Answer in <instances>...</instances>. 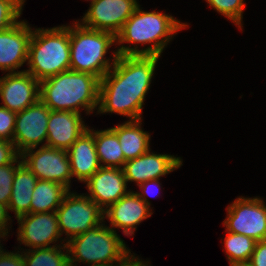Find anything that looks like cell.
<instances>
[{"mask_svg": "<svg viewBox=\"0 0 266 266\" xmlns=\"http://www.w3.org/2000/svg\"><path fill=\"white\" fill-rule=\"evenodd\" d=\"M160 179H152V180H148V181H145L144 183L138 185L142 191V193H138L136 192V194L150 207V202L148 201L149 199L147 198L149 195L150 196H153V195H156L155 193H157L156 189L154 188L155 186L156 187H160V182H159ZM151 185H152V188H151ZM155 185V186H154ZM154 186V187H153ZM153 188L155 189V191L153 190ZM151 189V190H150ZM148 195V196H147Z\"/></svg>", "mask_w": 266, "mask_h": 266, "instance_id": "32", "label": "cell"}, {"mask_svg": "<svg viewBox=\"0 0 266 266\" xmlns=\"http://www.w3.org/2000/svg\"><path fill=\"white\" fill-rule=\"evenodd\" d=\"M37 182V177L24 163H21L17 167L13 178L11 197L8 203L9 211L14 212L16 218L30 213L32 193Z\"/></svg>", "mask_w": 266, "mask_h": 266, "instance_id": "21", "label": "cell"}, {"mask_svg": "<svg viewBox=\"0 0 266 266\" xmlns=\"http://www.w3.org/2000/svg\"><path fill=\"white\" fill-rule=\"evenodd\" d=\"M116 43L112 33L84 27L76 21L70 26V69L90 73L100 80L114 66L118 53H113V62L105 57Z\"/></svg>", "mask_w": 266, "mask_h": 266, "instance_id": "5", "label": "cell"}, {"mask_svg": "<svg viewBox=\"0 0 266 266\" xmlns=\"http://www.w3.org/2000/svg\"><path fill=\"white\" fill-rule=\"evenodd\" d=\"M224 239V251L229 265L249 263L256 241L251 237L229 231Z\"/></svg>", "mask_w": 266, "mask_h": 266, "instance_id": "25", "label": "cell"}, {"mask_svg": "<svg viewBox=\"0 0 266 266\" xmlns=\"http://www.w3.org/2000/svg\"><path fill=\"white\" fill-rule=\"evenodd\" d=\"M141 119L128 120L112 127L124 153V163L145 154L150 149V134L141 128Z\"/></svg>", "mask_w": 266, "mask_h": 266, "instance_id": "20", "label": "cell"}, {"mask_svg": "<svg viewBox=\"0 0 266 266\" xmlns=\"http://www.w3.org/2000/svg\"><path fill=\"white\" fill-rule=\"evenodd\" d=\"M4 238V237H6V235H2V234H0V238ZM1 243V242H0ZM1 245V244H0ZM3 246H0V259L2 258V256L6 253V251H4L3 249Z\"/></svg>", "mask_w": 266, "mask_h": 266, "instance_id": "37", "label": "cell"}, {"mask_svg": "<svg viewBox=\"0 0 266 266\" xmlns=\"http://www.w3.org/2000/svg\"><path fill=\"white\" fill-rule=\"evenodd\" d=\"M88 130L94 135L96 153L101 167L123 168L124 153L115 131L112 128L101 131H93L89 128Z\"/></svg>", "mask_w": 266, "mask_h": 266, "instance_id": "22", "label": "cell"}, {"mask_svg": "<svg viewBox=\"0 0 266 266\" xmlns=\"http://www.w3.org/2000/svg\"><path fill=\"white\" fill-rule=\"evenodd\" d=\"M16 113L0 106V139L13 141Z\"/></svg>", "mask_w": 266, "mask_h": 266, "instance_id": "29", "label": "cell"}, {"mask_svg": "<svg viewBox=\"0 0 266 266\" xmlns=\"http://www.w3.org/2000/svg\"><path fill=\"white\" fill-rule=\"evenodd\" d=\"M90 3L80 24L115 36L139 5L137 0H94Z\"/></svg>", "mask_w": 266, "mask_h": 266, "instance_id": "10", "label": "cell"}, {"mask_svg": "<svg viewBox=\"0 0 266 266\" xmlns=\"http://www.w3.org/2000/svg\"><path fill=\"white\" fill-rule=\"evenodd\" d=\"M150 207L136 194L129 191L117 202L104 211V218L111 223V228L122 229L124 235L132 236L137 226L153 213Z\"/></svg>", "mask_w": 266, "mask_h": 266, "instance_id": "17", "label": "cell"}, {"mask_svg": "<svg viewBox=\"0 0 266 266\" xmlns=\"http://www.w3.org/2000/svg\"><path fill=\"white\" fill-rule=\"evenodd\" d=\"M159 57L119 55L100 80L98 114L117 113L129 120H142V107Z\"/></svg>", "mask_w": 266, "mask_h": 266, "instance_id": "1", "label": "cell"}, {"mask_svg": "<svg viewBox=\"0 0 266 266\" xmlns=\"http://www.w3.org/2000/svg\"><path fill=\"white\" fill-rule=\"evenodd\" d=\"M56 214L61 235H67L65 242L104 221V211L91 198L70 190L63 197Z\"/></svg>", "mask_w": 266, "mask_h": 266, "instance_id": "7", "label": "cell"}, {"mask_svg": "<svg viewBox=\"0 0 266 266\" xmlns=\"http://www.w3.org/2000/svg\"><path fill=\"white\" fill-rule=\"evenodd\" d=\"M33 29L24 20L0 31V70L18 73L16 69L28 62L29 43Z\"/></svg>", "mask_w": 266, "mask_h": 266, "instance_id": "13", "label": "cell"}, {"mask_svg": "<svg viewBox=\"0 0 266 266\" xmlns=\"http://www.w3.org/2000/svg\"><path fill=\"white\" fill-rule=\"evenodd\" d=\"M258 197H238L228 206L223 221L226 231L251 237L256 242L266 240V205Z\"/></svg>", "mask_w": 266, "mask_h": 266, "instance_id": "8", "label": "cell"}, {"mask_svg": "<svg viewBox=\"0 0 266 266\" xmlns=\"http://www.w3.org/2000/svg\"><path fill=\"white\" fill-rule=\"evenodd\" d=\"M50 111L39 99L35 104L16 113L12 142L19 154L37 148L46 141Z\"/></svg>", "mask_w": 266, "mask_h": 266, "instance_id": "11", "label": "cell"}, {"mask_svg": "<svg viewBox=\"0 0 266 266\" xmlns=\"http://www.w3.org/2000/svg\"><path fill=\"white\" fill-rule=\"evenodd\" d=\"M24 151L21 155L22 163L37 177L38 180H47L60 183L70 190L71 167L67 150L41 146Z\"/></svg>", "mask_w": 266, "mask_h": 266, "instance_id": "9", "label": "cell"}, {"mask_svg": "<svg viewBox=\"0 0 266 266\" xmlns=\"http://www.w3.org/2000/svg\"><path fill=\"white\" fill-rule=\"evenodd\" d=\"M54 244L52 247L35 248L22 251L25 266H70L66 243ZM63 250V251H62ZM66 250V252L64 251ZM24 253V254H23Z\"/></svg>", "mask_w": 266, "mask_h": 266, "instance_id": "24", "label": "cell"}, {"mask_svg": "<svg viewBox=\"0 0 266 266\" xmlns=\"http://www.w3.org/2000/svg\"><path fill=\"white\" fill-rule=\"evenodd\" d=\"M40 82L26 71L7 73L0 78L3 107L18 113L39 100Z\"/></svg>", "mask_w": 266, "mask_h": 266, "instance_id": "14", "label": "cell"}, {"mask_svg": "<svg viewBox=\"0 0 266 266\" xmlns=\"http://www.w3.org/2000/svg\"><path fill=\"white\" fill-rule=\"evenodd\" d=\"M68 191L60 183L38 180L32 193L30 213L56 212Z\"/></svg>", "mask_w": 266, "mask_h": 266, "instance_id": "23", "label": "cell"}, {"mask_svg": "<svg viewBox=\"0 0 266 266\" xmlns=\"http://www.w3.org/2000/svg\"><path fill=\"white\" fill-rule=\"evenodd\" d=\"M188 27L170 14L159 13L157 11L146 12L137 6L132 16L125 22L120 32L116 35V42L119 48L118 55H150L160 56L178 31ZM135 44L133 48L120 44ZM151 46L138 49L137 44H147ZM152 43V44H151Z\"/></svg>", "mask_w": 266, "mask_h": 266, "instance_id": "2", "label": "cell"}, {"mask_svg": "<svg viewBox=\"0 0 266 266\" xmlns=\"http://www.w3.org/2000/svg\"><path fill=\"white\" fill-rule=\"evenodd\" d=\"M230 266H250L249 263L232 264Z\"/></svg>", "mask_w": 266, "mask_h": 266, "instance_id": "38", "label": "cell"}, {"mask_svg": "<svg viewBox=\"0 0 266 266\" xmlns=\"http://www.w3.org/2000/svg\"><path fill=\"white\" fill-rule=\"evenodd\" d=\"M6 252L0 259V266H25L22 252Z\"/></svg>", "mask_w": 266, "mask_h": 266, "instance_id": "33", "label": "cell"}, {"mask_svg": "<svg viewBox=\"0 0 266 266\" xmlns=\"http://www.w3.org/2000/svg\"><path fill=\"white\" fill-rule=\"evenodd\" d=\"M17 240L31 249L52 247L61 237L56 212L28 213L16 218Z\"/></svg>", "mask_w": 266, "mask_h": 266, "instance_id": "12", "label": "cell"}, {"mask_svg": "<svg viewBox=\"0 0 266 266\" xmlns=\"http://www.w3.org/2000/svg\"><path fill=\"white\" fill-rule=\"evenodd\" d=\"M100 79L90 73L67 70L40 82L39 99L52 111L93 113L99 104Z\"/></svg>", "mask_w": 266, "mask_h": 266, "instance_id": "3", "label": "cell"}, {"mask_svg": "<svg viewBox=\"0 0 266 266\" xmlns=\"http://www.w3.org/2000/svg\"><path fill=\"white\" fill-rule=\"evenodd\" d=\"M21 155H19L13 162L0 166V204L8 206L13 178L17 167L22 163ZM19 159V160H18ZM14 164H17L14 165Z\"/></svg>", "mask_w": 266, "mask_h": 266, "instance_id": "27", "label": "cell"}, {"mask_svg": "<svg viewBox=\"0 0 266 266\" xmlns=\"http://www.w3.org/2000/svg\"><path fill=\"white\" fill-rule=\"evenodd\" d=\"M19 155L13 142L0 139V166L13 162Z\"/></svg>", "mask_w": 266, "mask_h": 266, "instance_id": "30", "label": "cell"}, {"mask_svg": "<svg viewBox=\"0 0 266 266\" xmlns=\"http://www.w3.org/2000/svg\"><path fill=\"white\" fill-rule=\"evenodd\" d=\"M19 8H23L25 0H12Z\"/></svg>", "mask_w": 266, "mask_h": 266, "instance_id": "36", "label": "cell"}, {"mask_svg": "<svg viewBox=\"0 0 266 266\" xmlns=\"http://www.w3.org/2000/svg\"><path fill=\"white\" fill-rule=\"evenodd\" d=\"M221 15L235 23L242 30L244 0H205Z\"/></svg>", "mask_w": 266, "mask_h": 266, "instance_id": "26", "label": "cell"}, {"mask_svg": "<svg viewBox=\"0 0 266 266\" xmlns=\"http://www.w3.org/2000/svg\"><path fill=\"white\" fill-rule=\"evenodd\" d=\"M148 262L149 261L144 262L142 259L140 260L139 257H135V255H132L130 252L121 262L115 266H148Z\"/></svg>", "mask_w": 266, "mask_h": 266, "instance_id": "35", "label": "cell"}, {"mask_svg": "<svg viewBox=\"0 0 266 266\" xmlns=\"http://www.w3.org/2000/svg\"><path fill=\"white\" fill-rule=\"evenodd\" d=\"M29 69L39 82L70 69V25L33 30L28 52Z\"/></svg>", "mask_w": 266, "mask_h": 266, "instance_id": "4", "label": "cell"}, {"mask_svg": "<svg viewBox=\"0 0 266 266\" xmlns=\"http://www.w3.org/2000/svg\"><path fill=\"white\" fill-rule=\"evenodd\" d=\"M149 149L145 154L124 163L123 171L128 182H136L137 185L152 179L173 172L180 168L182 164L181 157H175L169 154H155Z\"/></svg>", "mask_w": 266, "mask_h": 266, "instance_id": "15", "label": "cell"}, {"mask_svg": "<svg viewBox=\"0 0 266 266\" xmlns=\"http://www.w3.org/2000/svg\"><path fill=\"white\" fill-rule=\"evenodd\" d=\"M88 129L81 113L72 111H50L47 139L42 146L68 150L71 145Z\"/></svg>", "mask_w": 266, "mask_h": 266, "instance_id": "18", "label": "cell"}, {"mask_svg": "<svg viewBox=\"0 0 266 266\" xmlns=\"http://www.w3.org/2000/svg\"><path fill=\"white\" fill-rule=\"evenodd\" d=\"M22 11L12 0H0V31L17 23Z\"/></svg>", "mask_w": 266, "mask_h": 266, "instance_id": "28", "label": "cell"}, {"mask_svg": "<svg viewBox=\"0 0 266 266\" xmlns=\"http://www.w3.org/2000/svg\"><path fill=\"white\" fill-rule=\"evenodd\" d=\"M8 210V206L0 204V234L2 235L9 234L7 227H9L8 220L11 221V216H9Z\"/></svg>", "mask_w": 266, "mask_h": 266, "instance_id": "34", "label": "cell"}, {"mask_svg": "<svg viewBox=\"0 0 266 266\" xmlns=\"http://www.w3.org/2000/svg\"><path fill=\"white\" fill-rule=\"evenodd\" d=\"M85 184L87 196L103 211L129 192L122 168L100 167Z\"/></svg>", "mask_w": 266, "mask_h": 266, "instance_id": "16", "label": "cell"}, {"mask_svg": "<svg viewBox=\"0 0 266 266\" xmlns=\"http://www.w3.org/2000/svg\"><path fill=\"white\" fill-rule=\"evenodd\" d=\"M249 265L266 266V240L256 242Z\"/></svg>", "mask_w": 266, "mask_h": 266, "instance_id": "31", "label": "cell"}, {"mask_svg": "<svg viewBox=\"0 0 266 266\" xmlns=\"http://www.w3.org/2000/svg\"><path fill=\"white\" fill-rule=\"evenodd\" d=\"M66 246L70 266H77V262L89 266H115L130 253L117 232L103 223L71 238Z\"/></svg>", "mask_w": 266, "mask_h": 266, "instance_id": "6", "label": "cell"}, {"mask_svg": "<svg viewBox=\"0 0 266 266\" xmlns=\"http://www.w3.org/2000/svg\"><path fill=\"white\" fill-rule=\"evenodd\" d=\"M72 177L86 182L100 167L94 135L87 129L67 150Z\"/></svg>", "mask_w": 266, "mask_h": 266, "instance_id": "19", "label": "cell"}]
</instances>
